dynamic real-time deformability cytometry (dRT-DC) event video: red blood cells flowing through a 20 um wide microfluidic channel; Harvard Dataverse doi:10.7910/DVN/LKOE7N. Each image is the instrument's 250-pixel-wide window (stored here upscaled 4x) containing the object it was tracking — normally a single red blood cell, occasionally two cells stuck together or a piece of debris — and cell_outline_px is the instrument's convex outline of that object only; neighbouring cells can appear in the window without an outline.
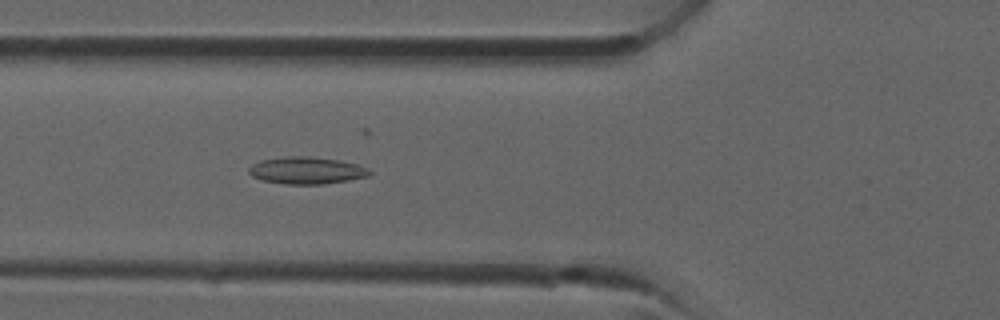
{"species": "common noctule bat (a hibernating species)", "species_latin": "Nyctalus noctula", "temperature_condition": "room temperature", "stored_images_in_passage": 35, "camera_frame_rate_fps": 3000, "um_per_image_px": 0.085, "animal": {"sex": "male", "forearm_length_mm": 52.5}, "frame": {"image": 1, "passage_image": 12, "time_ms": 3.667, "image_size_px": [1000, 320], "cell_outline_px": [[372, 172], [368, 176], [348, 180], [320, 184], [284, 184], [264, 180], [252, 176], [248, 172], [248, 168], [252, 164], [260, 160], [288, 156], [308, 156], [340, 160], [356, 164], [368, 168]], "centroid_in_image_um": [26.04, 14.48], "position_along_channel_um": 99.8, "area_um2": 18.96}}
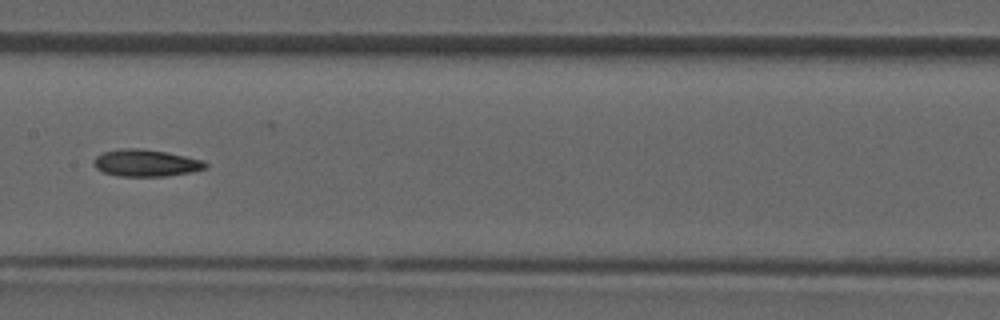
{"frame": {"image": 2, "passage_image": 17, "time_ms": 5.333, "image_size_px": [1000, 320], "cell_outline_px": [[208, 168], [192, 172], [168, 176], [116, 176], [104, 172], [96, 168], [92, 160], [96, 156], [104, 152], [124, 148], [136, 148], [164, 152], [204, 160], [208, 164]], "centroid_in_image_um": [12.42, 13.87], "position_along_channel_um": 195.0, "area_um2": 17.51}}
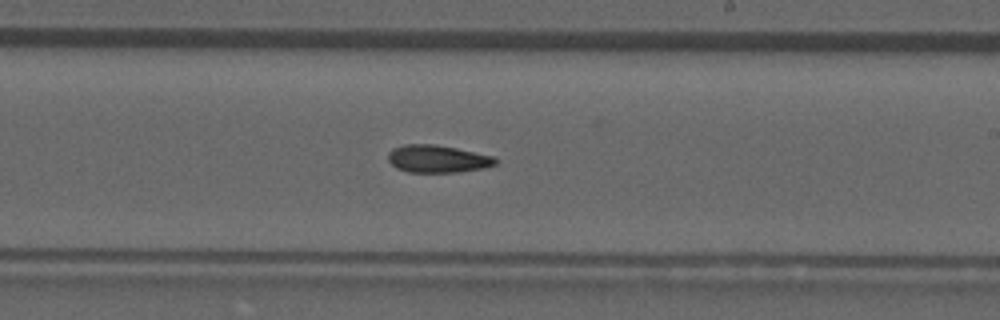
{"frame": {"image": 3, "passage_image": 20, "time_ms": 6.333, "image_size_px": [1000, 320], "cell_outline_px": [[500, 160], [496, 164], [484, 168], [456, 172], [408, 172], [396, 168], [388, 160], [388, 152], [392, 148], [404, 144], [436, 144], [496, 156]], "centroid_in_image_um": [37.22, 13.49], "position_along_channel_um": 251.8, "area_um2": 17.46}}